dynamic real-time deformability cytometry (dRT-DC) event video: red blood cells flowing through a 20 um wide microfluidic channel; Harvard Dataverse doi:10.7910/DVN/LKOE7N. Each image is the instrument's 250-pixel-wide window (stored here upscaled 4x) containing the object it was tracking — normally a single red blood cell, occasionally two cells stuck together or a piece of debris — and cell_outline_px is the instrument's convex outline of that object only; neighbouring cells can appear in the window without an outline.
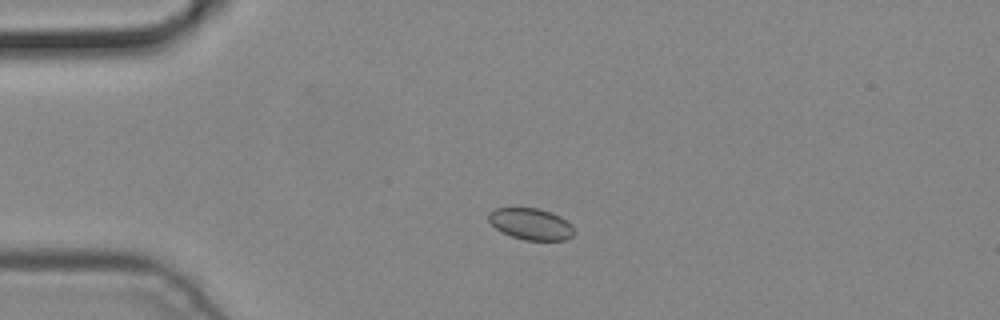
{"species": "common noctule bat (a hibernating species)", "species_latin": "Nyctalus noctula", "temperature_condition": "cold", "stored_images_in_passage": 3, "camera_frame_rate_fps": 3000, "um_per_image_px": 0.085, "animal": {"sex": "male", "body_mass_g": 19.2, "forearm_length_mm": 51.8}, "frame": {"image": 1, "passage_image": 2, "time_ms": 0.333, "image_size_px": [1000, 320], "cell_outline_px": [[572, 236], [564, 240], [524, 240], [500, 232], [488, 220], [488, 212], [496, 208], [536, 208], [552, 212], [560, 216], [572, 228]], "centroid_in_image_um": [45.06, 19.03], "position_along_channel_um": 39.9, "area_um2": 15.49}}